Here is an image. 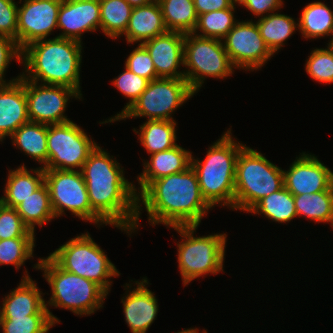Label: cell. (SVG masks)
I'll return each mask as SVG.
<instances>
[{
  "label": "cell",
  "instance_id": "41",
  "mask_svg": "<svg viewBox=\"0 0 333 333\" xmlns=\"http://www.w3.org/2000/svg\"><path fill=\"white\" fill-rule=\"evenodd\" d=\"M18 6L14 0H0V34L17 42Z\"/></svg>",
  "mask_w": 333,
  "mask_h": 333
},
{
  "label": "cell",
  "instance_id": "14",
  "mask_svg": "<svg viewBox=\"0 0 333 333\" xmlns=\"http://www.w3.org/2000/svg\"><path fill=\"white\" fill-rule=\"evenodd\" d=\"M222 40L235 68L254 71L274 55L261 37L256 22L238 21Z\"/></svg>",
  "mask_w": 333,
  "mask_h": 333
},
{
  "label": "cell",
  "instance_id": "29",
  "mask_svg": "<svg viewBox=\"0 0 333 333\" xmlns=\"http://www.w3.org/2000/svg\"><path fill=\"white\" fill-rule=\"evenodd\" d=\"M168 31L193 33L198 21L193 0H157Z\"/></svg>",
  "mask_w": 333,
  "mask_h": 333
},
{
  "label": "cell",
  "instance_id": "1",
  "mask_svg": "<svg viewBox=\"0 0 333 333\" xmlns=\"http://www.w3.org/2000/svg\"><path fill=\"white\" fill-rule=\"evenodd\" d=\"M101 148L96 146L81 170L89 203L106 224L132 233L138 214L137 188L124 177L120 163Z\"/></svg>",
  "mask_w": 333,
  "mask_h": 333
},
{
  "label": "cell",
  "instance_id": "38",
  "mask_svg": "<svg viewBox=\"0 0 333 333\" xmlns=\"http://www.w3.org/2000/svg\"><path fill=\"white\" fill-rule=\"evenodd\" d=\"M305 70L312 79L320 83H333V47L328 43L326 49L311 51Z\"/></svg>",
  "mask_w": 333,
  "mask_h": 333
},
{
  "label": "cell",
  "instance_id": "23",
  "mask_svg": "<svg viewBox=\"0 0 333 333\" xmlns=\"http://www.w3.org/2000/svg\"><path fill=\"white\" fill-rule=\"evenodd\" d=\"M167 31L160 4L155 0L148 5L133 8L128 27L123 35L126 36L127 43L142 44Z\"/></svg>",
  "mask_w": 333,
  "mask_h": 333
},
{
  "label": "cell",
  "instance_id": "12",
  "mask_svg": "<svg viewBox=\"0 0 333 333\" xmlns=\"http://www.w3.org/2000/svg\"><path fill=\"white\" fill-rule=\"evenodd\" d=\"M97 144L73 121L47 125V164L44 170H82Z\"/></svg>",
  "mask_w": 333,
  "mask_h": 333
},
{
  "label": "cell",
  "instance_id": "28",
  "mask_svg": "<svg viewBox=\"0 0 333 333\" xmlns=\"http://www.w3.org/2000/svg\"><path fill=\"white\" fill-rule=\"evenodd\" d=\"M304 38L333 36V11L322 2H312L303 8L297 22ZM331 38L329 44L332 42Z\"/></svg>",
  "mask_w": 333,
  "mask_h": 333
},
{
  "label": "cell",
  "instance_id": "33",
  "mask_svg": "<svg viewBox=\"0 0 333 333\" xmlns=\"http://www.w3.org/2000/svg\"><path fill=\"white\" fill-rule=\"evenodd\" d=\"M100 28L108 38H118L128 27L133 7L126 0H99Z\"/></svg>",
  "mask_w": 333,
  "mask_h": 333
},
{
  "label": "cell",
  "instance_id": "13",
  "mask_svg": "<svg viewBox=\"0 0 333 333\" xmlns=\"http://www.w3.org/2000/svg\"><path fill=\"white\" fill-rule=\"evenodd\" d=\"M25 80L29 121L45 125L71 121L64 115L70 97L81 99L74 89Z\"/></svg>",
  "mask_w": 333,
  "mask_h": 333
},
{
  "label": "cell",
  "instance_id": "17",
  "mask_svg": "<svg viewBox=\"0 0 333 333\" xmlns=\"http://www.w3.org/2000/svg\"><path fill=\"white\" fill-rule=\"evenodd\" d=\"M185 34L167 31L142 43L155 66L157 78L185 79L184 71H177L184 65Z\"/></svg>",
  "mask_w": 333,
  "mask_h": 333
},
{
  "label": "cell",
  "instance_id": "11",
  "mask_svg": "<svg viewBox=\"0 0 333 333\" xmlns=\"http://www.w3.org/2000/svg\"><path fill=\"white\" fill-rule=\"evenodd\" d=\"M44 183L48 187L55 217H61L65 210H69L83 221L106 225L91 208L81 171L44 170Z\"/></svg>",
  "mask_w": 333,
  "mask_h": 333
},
{
  "label": "cell",
  "instance_id": "8",
  "mask_svg": "<svg viewBox=\"0 0 333 333\" xmlns=\"http://www.w3.org/2000/svg\"><path fill=\"white\" fill-rule=\"evenodd\" d=\"M181 235L177 244L178 267L184 286L202 275L218 274L223 271L226 234L194 237L198 226H175Z\"/></svg>",
  "mask_w": 333,
  "mask_h": 333
},
{
  "label": "cell",
  "instance_id": "37",
  "mask_svg": "<svg viewBox=\"0 0 333 333\" xmlns=\"http://www.w3.org/2000/svg\"><path fill=\"white\" fill-rule=\"evenodd\" d=\"M125 71L118 75V78H115L112 83L117 89L126 97L129 98V102L126 103L124 109L119 112L113 118L100 122V124L115 122L117 119L128 109L130 108L139 96L146 90V87L149 81L146 78L140 77L135 73L128 70L126 67Z\"/></svg>",
  "mask_w": 333,
  "mask_h": 333
},
{
  "label": "cell",
  "instance_id": "30",
  "mask_svg": "<svg viewBox=\"0 0 333 333\" xmlns=\"http://www.w3.org/2000/svg\"><path fill=\"white\" fill-rule=\"evenodd\" d=\"M248 212L264 214L275 222H289L297 216L294 195L285 187L259 200Z\"/></svg>",
  "mask_w": 333,
  "mask_h": 333
},
{
  "label": "cell",
  "instance_id": "43",
  "mask_svg": "<svg viewBox=\"0 0 333 333\" xmlns=\"http://www.w3.org/2000/svg\"><path fill=\"white\" fill-rule=\"evenodd\" d=\"M239 6H245L246 9L250 10L255 16L263 17L264 13L266 15L270 12L279 11L283 5L282 0H236Z\"/></svg>",
  "mask_w": 333,
  "mask_h": 333
},
{
  "label": "cell",
  "instance_id": "16",
  "mask_svg": "<svg viewBox=\"0 0 333 333\" xmlns=\"http://www.w3.org/2000/svg\"><path fill=\"white\" fill-rule=\"evenodd\" d=\"M283 177L284 187L293 195L333 190V172L316 156L305 152L296 157L287 171L283 170Z\"/></svg>",
  "mask_w": 333,
  "mask_h": 333
},
{
  "label": "cell",
  "instance_id": "32",
  "mask_svg": "<svg viewBox=\"0 0 333 333\" xmlns=\"http://www.w3.org/2000/svg\"><path fill=\"white\" fill-rule=\"evenodd\" d=\"M297 216L320 223H331L333 227V190H325L312 194L294 195Z\"/></svg>",
  "mask_w": 333,
  "mask_h": 333
},
{
  "label": "cell",
  "instance_id": "44",
  "mask_svg": "<svg viewBox=\"0 0 333 333\" xmlns=\"http://www.w3.org/2000/svg\"><path fill=\"white\" fill-rule=\"evenodd\" d=\"M197 15L230 8L236 0H193Z\"/></svg>",
  "mask_w": 333,
  "mask_h": 333
},
{
  "label": "cell",
  "instance_id": "3",
  "mask_svg": "<svg viewBox=\"0 0 333 333\" xmlns=\"http://www.w3.org/2000/svg\"><path fill=\"white\" fill-rule=\"evenodd\" d=\"M82 42L55 37L35 41L22 49L21 63L25 80L43 84L65 86L80 90Z\"/></svg>",
  "mask_w": 333,
  "mask_h": 333
},
{
  "label": "cell",
  "instance_id": "45",
  "mask_svg": "<svg viewBox=\"0 0 333 333\" xmlns=\"http://www.w3.org/2000/svg\"><path fill=\"white\" fill-rule=\"evenodd\" d=\"M133 8L148 5L155 0H126Z\"/></svg>",
  "mask_w": 333,
  "mask_h": 333
},
{
  "label": "cell",
  "instance_id": "10",
  "mask_svg": "<svg viewBox=\"0 0 333 333\" xmlns=\"http://www.w3.org/2000/svg\"><path fill=\"white\" fill-rule=\"evenodd\" d=\"M195 95L185 79L157 78L118 119L146 117L147 120H174L171 113Z\"/></svg>",
  "mask_w": 333,
  "mask_h": 333
},
{
  "label": "cell",
  "instance_id": "24",
  "mask_svg": "<svg viewBox=\"0 0 333 333\" xmlns=\"http://www.w3.org/2000/svg\"><path fill=\"white\" fill-rule=\"evenodd\" d=\"M27 170L25 165L18 169L10 170L4 188L5 196L0 197V202L8 207L16 208L27 199L37 188L44 183V168Z\"/></svg>",
  "mask_w": 333,
  "mask_h": 333
},
{
  "label": "cell",
  "instance_id": "7",
  "mask_svg": "<svg viewBox=\"0 0 333 333\" xmlns=\"http://www.w3.org/2000/svg\"><path fill=\"white\" fill-rule=\"evenodd\" d=\"M49 257L67 272L98 284L107 294L111 277L120 273L89 233H82L57 248Z\"/></svg>",
  "mask_w": 333,
  "mask_h": 333
},
{
  "label": "cell",
  "instance_id": "34",
  "mask_svg": "<svg viewBox=\"0 0 333 333\" xmlns=\"http://www.w3.org/2000/svg\"><path fill=\"white\" fill-rule=\"evenodd\" d=\"M234 6L235 3L230 8L198 15L197 25L193 33L201 37L222 40L238 22L233 15ZM197 31L202 32V34L199 35Z\"/></svg>",
  "mask_w": 333,
  "mask_h": 333
},
{
  "label": "cell",
  "instance_id": "39",
  "mask_svg": "<svg viewBox=\"0 0 333 333\" xmlns=\"http://www.w3.org/2000/svg\"><path fill=\"white\" fill-rule=\"evenodd\" d=\"M12 238H35V232L24 224L16 208L0 202V240Z\"/></svg>",
  "mask_w": 333,
  "mask_h": 333
},
{
  "label": "cell",
  "instance_id": "18",
  "mask_svg": "<svg viewBox=\"0 0 333 333\" xmlns=\"http://www.w3.org/2000/svg\"><path fill=\"white\" fill-rule=\"evenodd\" d=\"M100 28L99 0H62L57 28L63 30L57 37L81 42L84 32Z\"/></svg>",
  "mask_w": 333,
  "mask_h": 333
},
{
  "label": "cell",
  "instance_id": "19",
  "mask_svg": "<svg viewBox=\"0 0 333 333\" xmlns=\"http://www.w3.org/2000/svg\"><path fill=\"white\" fill-rule=\"evenodd\" d=\"M29 122L25 79L21 74L7 84H0V141Z\"/></svg>",
  "mask_w": 333,
  "mask_h": 333
},
{
  "label": "cell",
  "instance_id": "15",
  "mask_svg": "<svg viewBox=\"0 0 333 333\" xmlns=\"http://www.w3.org/2000/svg\"><path fill=\"white\" fill-rule=\"evenodd\" d=\"M18 7L17 44L22 50L29 44L46 39L57 28L62 0H24Z\"/></svg>",
  "mask_w": 333,
  "mask_h": 333
},
{
  "label": "cell",
  "instance_id": "4",
  "mask_svg": "<svg viewBox=\"0 0 333 333\" xmlns=\"http://www.w3.org/2000/svg\"><path fill=\"white\" fill-rule=\"evenodd\" d=\"M231 130L224 132L207 151L204 161L191 156V167L196 172L200 191L206 202L234 209L235 171L240 151L245 147L234 141Z\"/></svg>",
  "mask_w": 333,
  "mask_h": 333
},
{
  "label": "cell",
  "instance_id": "6",
  "mask_svg": "<svg viewBox=\"0 0 333 333\" xmlns=\"http://www.w3.org/2000/svg\"><path fill=\"white\" fill-rule=\"evenodd\" d=\"M284 187L283 170L245 146L235 171L234 210L249 211L259 200Z\"/></svg>",
  "mask_w": 333,
  "mask_h": 333
},
{
  "label": "cell",
  "instance_id": "31",
  "mask_svg": "<svg viewBox=\"0 0 333 333\" xmlns=\"http://www.w3.org/2000/svg\"><path fill=\"white\" fill-rule=\"evenodd\" d=\"M256 24L266 46L273 54L282 48L283 42L298 28L292 17L274 12L261 17Z\"/></svg>",
  "mask_w": 333,
  "mask_h": 333
},
{
  "label": "cell",
  "instance_id": "20",
  "mask_svg": "<svg viewBox=\"0 0 333 333\" xmlns=\"http://www.w3.org/2000/svg\"><path fill=\"white\" fill-rule=\"evenodd\" d=\"M18 287L3 298L0 317H20L26 315H50L54 324L60 321L45 306V300L37 284L30 278L27 270Z\"/></svg>",
  "mask_w": 333,
  "mask_h": 333
},
{
  "label": "cell",
  "instance_id": "36",
  "mask_svg": "<svg viewBox=\"0 0 333 333\" xmlns=\"http://www.w3.org/2000/svg\"><path fill=\"white\" fill-rule=\"evenodd\" d=\"M0 324L3 333H49L55 325L50 315L0 317Z\"/></svg>",
  "mask_w": 333,
  "mask_h": 333
},
{
  "label": "cell",
  "instance_id": "27",
  "mask_svg": "<svg viewBox=\"0 0 333 333\" xmlns=\"http://www.w3.org/2000/svg\"><path fill=\"white\" fill-rule=\"evenodd\" d=\"M24 224L32 231L56 218L51 205L48 187L43 183L27 199L16 207Z\"/></svg>",
  "mask_w": 333,
  "mask_h": 333
},
{
  "label": "cell",
  "instance_id": "25",
  "mask_svg": "<svg viewBox=\"0 0 333 333\" xmlns=\"http://www.w3.org/2000/svg\"><path fill=\"white\" fill-rule=\"evenodd\" d=\"M14 146H17L32 159L47 164V125L37 122H27L21 125L11 136Z\"/></svg>",
  "mask_w": 333,
  "mask_h": 333
},
{
  "label": "cell",
  "instance_id": "5",
  "mask_svg": "<svg viewBox=\"0 0 333 333\" xmlns=\"http://www.w3.org/2000/svg\"><path fill=\"white\" fill-rule=\"evenodd\" d=\"M33 268L43 269L52 296L45 306L72 311L76 315H90L104 303L107 293L96 283L65 271L49 256L40 258Z\"/></svg>",
  "mask_w": 333,
  "mask_h": 333
},
{
  "label": "cell",
  "instance_id": "40",
  "mask_svg": "<svg viewBox=\"0 0 333 333\" xmlns=\"http://www.w3.org/2000/svg\"><path fill=\"white\" fill-rule=\"evenodd\" d=\"M125 67L148 81L157 79L154 63L142 44H138V47L130 53L125 61Z\"/></svg>",
  "mask_w": 333,
  "mask_h": 333
},
{
  "label": "cell",
  "instance_id": "9",
  "mask_svg": "<svg viewBox=\"0 0 333 333\" xmlns=\"http://www.w3.org/2000/svg\"><path fill=\"white\" fill-rule=\"evenodd\" d=\"M223 40L186 33L184 39V65L188 69L185 80L196 93L206 77L226 78L233 74L234 66L224 48Z\"/></svg>",
  "mask_w": 333,
  "mask_h": 333
},
{
  "label": "cell",
  "instance_id": "2",
  "mask_svg": "<svg viewBox=\"0 0 333 333\" xmlns=\"http://www.w3.org/2000/svg\"><path fill=\"white\" fill-rule=\"evenodd\" d=\"M137 201L136 228L142 208L141 201L153 226L158 223L167 227L199 226L201 219L212 208L203 198L196 172L191 166L183 172L152 181L137 196Z\"/></svg>",
  "mask_w": 333,
  "mask_h": 333
},
{
  "label": "cell",
  "instance_id": "26",
  "mask_svg": "<svg viewBox=\"0 0 333 333\" xmlns=\"http://www.w3.org/2000/svg\"><path fill=\"white\" fill-rule=\"evenodd\" d=\"M175 127V120H147L139 131H133L139 133L141 144L149 154H153L177 146Z\"/></svg>",
  "mask_w": 333,
  "mask_h": 333
},
{
  "label": "cell",
  "instance_id": "21",
  "mask_svg": "<svg viewBox=\"0 0 333 333\" xmlns=\"http://www.w3.org/2000/svg\"><path fill=\"white\" fill-rule=\"evenodd\" d=\"M135 284L137 287L122 298L125 321L132 333H146L156 319L158 302L154 292L146 287L147 278Z\"/></svg>",
  "mask_w": 333,
  "mask_h": 333
},
{
  "label": "cell",
  "instance_id": "46",
  "mask_svg": "<svg viewBox=\"0 0 333 333\" xmlns=\"http://www.w3.org/2000/svg\"><path fill=\"white\" fill-rule=\"evenodd\" d=\"M198 331H199V329H197V328H190V329H185V330H182V331H180V332H177V333H198ZM206 332V330H203L202 331V333H205Z\"/></svg>",
  "mask_w": 333,
  "mask_h": 333
},
{
  "label": "cell",
  "instance_id": "35",
  "mask_svg": "<svg viewBox=\"0 0 333 333\" xmlns=\"http://www.w3.org/2000/svg\"><path fill=\"white\" fill-rule=\"evenodd\" d=\"M35 238H12L0 240V265L11 264L16 270L33 257Z\"/></svg>",
  "mask_w": 333,
  "mask_h": 333
},
{
  "label": "cell",
  "instance_id": "42",
  "mask_svg": "<svg viewBox=\"0 0 333 333\" xmlns=\"http://www.w3.org/2000/svg\"><path fill=\"white\" fill-rule=\"evenodd\" d=\"M13 58L21 63L22 50L15 40L0 34V84H7L3 77Z\"/></svg>",
  "mask_w": 333,
  "mask_h": 333
},
{
  "label": "cell",
  "instance_id": "22",
  "mask_svg": "<svg viewBox=\"0 0 333 333\" xmlns=\"http://www.w3.org/2000/svg\"><path fill=\"white\" fill-rule=\"evenodd\" d=\"M144 162L143 173L137 177L140 187L137 196L154 180L174 173L183 172L191 166L192 153L177 145L169 150L150 154Z\"/></svg>",
  "mask_w": 333,
  "mask_h": 333
}]
</instances>
